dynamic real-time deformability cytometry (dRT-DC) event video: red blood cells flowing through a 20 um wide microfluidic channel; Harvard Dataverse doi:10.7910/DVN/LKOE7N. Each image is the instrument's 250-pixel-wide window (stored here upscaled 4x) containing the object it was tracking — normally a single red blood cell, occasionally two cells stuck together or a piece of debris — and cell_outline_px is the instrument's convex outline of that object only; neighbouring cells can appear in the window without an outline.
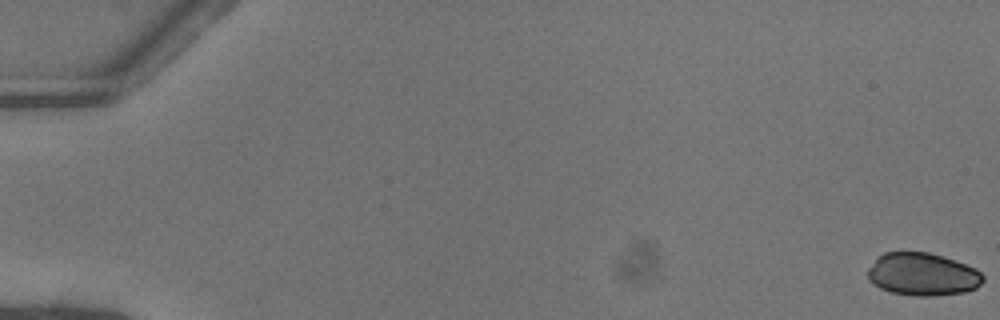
{"species": "common noctule bat (a hibernating species)", "species_latin": "Nyctalus noctula", "temperature_condition": "warm", "stored_images_in_passage": 52, "camera_frame_rate_fps": 3000, "um_per_image_px": 0.085, "animal": {"sex": "female"}, "frame": {"image": 1, "passage_image": 1, "time_ms": 0.0, "image_size_px": [1000, 320], "cell_outline_px": [[984, 280], [976, 288], [964, 292], [936, 296], [916, 296], [892, 292], [880, 288], [872, 284], [868, 280], [868, 268], [876, 256], [884, 252], [928, 252], [976, 268], [984, 276]], "centroid_in_image_um": [78.38, 23.32], "position_along_channel_um": 6.6, "area_um2": 28.78}}
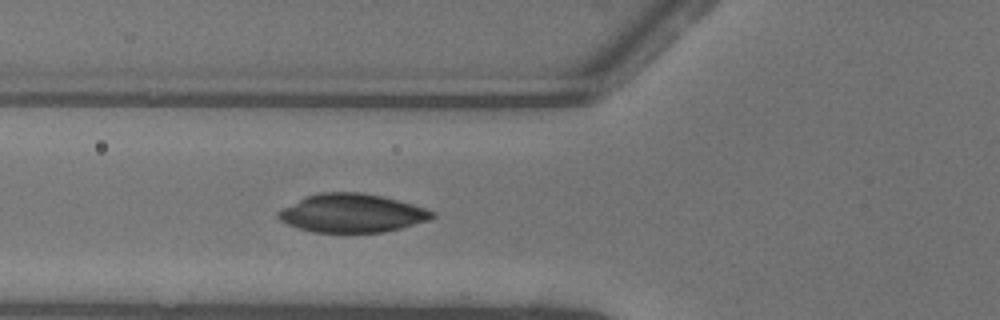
{"frame": {"image": 2, "passage_image": 21, "time_ms": 6.667, "image_size_px": [1000, 320], "cell_outline_px": [[436, 216], [428, 220], [400, 228], [384, 232], [312, 232], [288, 224], [280, 220], [276, 216], [276, 212], [280, 208], [308, 196], [320, 192], [360, 192], [380, 196], [412, 204], [436, 212]], "centroid_in_image_um": [29.89, 18.12], "position_along_channel_um": 95.9, "area_um2": 34.28}}
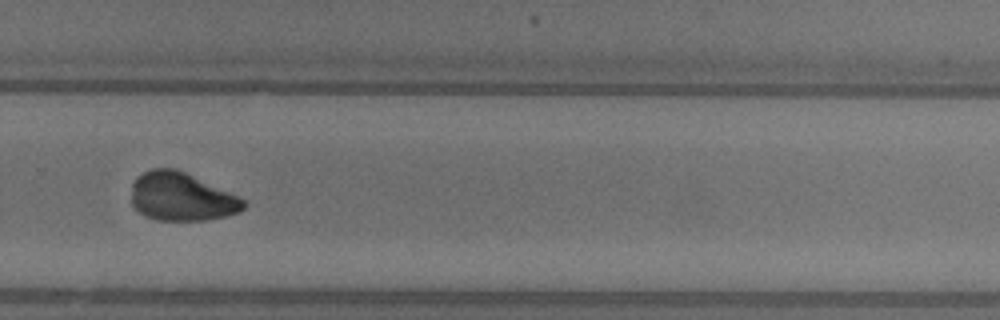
{"frame": {"image": 3, "passage_image": 37, "time_ms": 12.0, "image_size_px": [1000, 320], "cell_outline_px": [[248, 204], [240, 212], [228, 216], [208, 220], [156, 220], [144, 216], [132, 204], [132, 184], [136, 176], [152, 168], [176, 168], [236, 196], [244, 200]], "centroid_in_image_um": [15.41, 16.74], "position_along_channel_um": 314.4, "area_um2": 31.44}}